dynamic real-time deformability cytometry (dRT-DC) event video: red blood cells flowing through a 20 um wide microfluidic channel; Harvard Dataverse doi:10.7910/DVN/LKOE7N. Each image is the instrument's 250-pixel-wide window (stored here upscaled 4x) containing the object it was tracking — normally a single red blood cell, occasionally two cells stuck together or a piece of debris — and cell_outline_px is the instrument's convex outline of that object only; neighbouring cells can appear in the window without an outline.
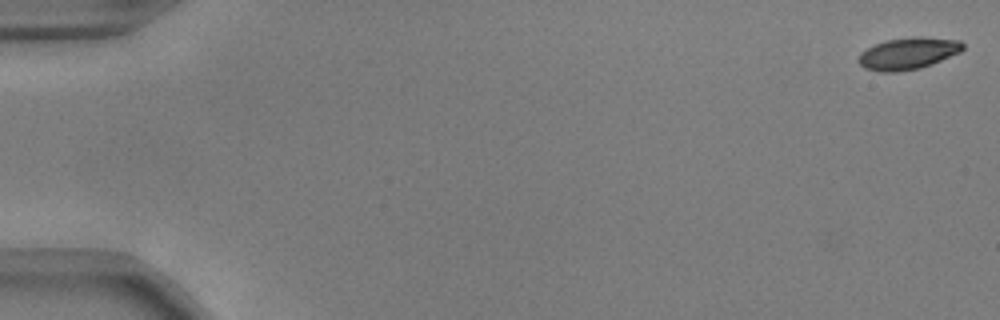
{"species": "common noctule bat (a hibernating species)", "species_latin": "Nyctalus noctula", "temperature_condition": "warm", "stored_images_in_passage": 55, "camera_frame_rate_fps": 3000, "um_per_image_px": 0.085, "animal": {"sex": "male", "body_mass_g": 17.9, "forearm_length_mm": 54.2}, "frame": {"image": 1, "passage_image": 1, "time_ms": 0.0, "image_size_px": [1000, 320], "cell_outline_px": [[964, 48], [960, 52], [932, 64], [920, 68], [896, 72], [880, 72], [864, 68], [856, 60], [860, 52], [884, 40], [912, 36], [920, 36], [960, 40], [964, 44]], "centroid_in_image_um": [77.17, 4.53], "position_along_channel_um": 7.8, "area_um2": 19.59}}
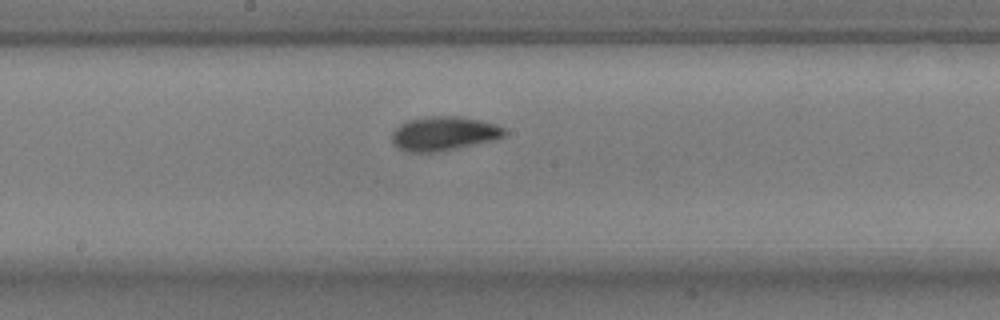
{"frame": {"image": 2, "passage_image": 30, "time_ms": 9.667, "image_size_px": [1000, 320], "cell_outline_px": [[508, 132], [504, 136], [496, 140], [436, 152], [408, 152], [396, 148], [392, 144], [392, 132], [400, 124], [408, 120], [432, 116], [456, 116], [480, 120], [496, 124], [504, 128]], "centroid_in_image_um": [37.72, 11.36], "position_along_channel_um": 210.5, "area_um2": 22.48}}
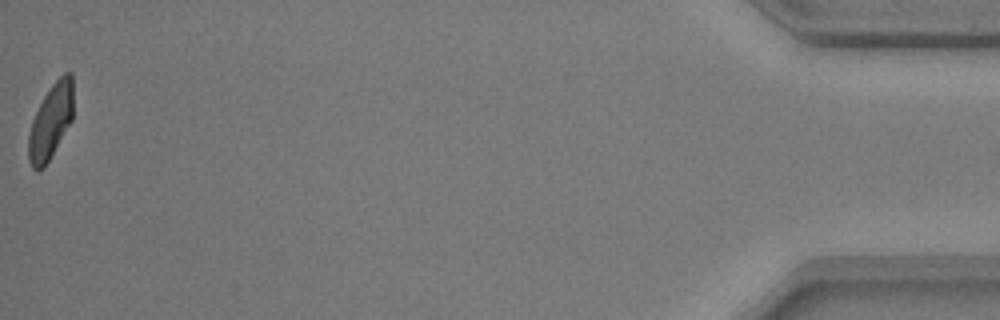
{"frame": {"image": 3, "passage_image": 55, "time_ms": 18.0, "image_size_px": [1000, 320], "cell_outline_px": [[72, 120], [44, 168], [32, 168], [28, 160], [28, 136], [32, 120], [44, 96], [52, 84], [64, 72], [72, 72]], "centroid_in_image_um": [4.3, 10.32], "position_along_channel_um": 430.9, "area_um2": 19.25}, "authors_computed_cell_mechanics": {"area_um2": 20.7502, "velocity_mm_per_s": 3.7222, "shape_relaxation_time_tau1_ms": 2.981, "shape_relaxation_time_tau2_ms": 1.1902, "deformation_change_tau1": 0.135, "deformation_change_tau2": 0.056}}